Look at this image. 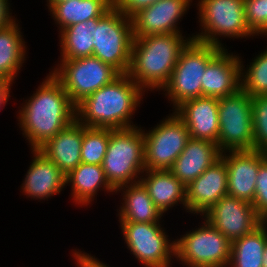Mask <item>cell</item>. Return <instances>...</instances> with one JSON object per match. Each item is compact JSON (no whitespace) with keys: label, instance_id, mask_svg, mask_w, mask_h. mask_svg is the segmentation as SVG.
I'll return each instance as SVG.
<instances>
[{"label":"cell","instance_id":"obj_33","mask_svg":"<svg viewBox=\"0 0 267 267\" xmlns=\"http://www.w3.org/2000/svg\"><path fill=\"white\" fill-rule=\"evenodd\" d=\"M252 204L262 219L267 216V158L260 164Z\"/></svg>","mask_w":267,"mask_h":267},{"label":"cell","instance_id":"obj_36","mask_svg":"<svg viewBox=\"0 0 267 267\" xmlns=\"http://www.w3.org/2000/svg\"><path fill=\"white\" fill-rule=\"evenodd\" d=\"M9 0H0V29H5L16 23L11 14Z\"/></svg>","mask_w":267,"mask_h":267},{"label":"cell","instance_id":"obj_10","mask_svg":"<svg viewBox=\"0 0 267 267\" xmlns=\"http://www.w3.org/2000/svg\"><path fill=\"white\" fill-rule=\"evenodd\" d=\"M252 97L242 89L218 99L220 152L253 150Z\"/></svg>","mask_w":267,"mask_h":267},{"label":"cell","instance_id":"obj_6","mask_svg":"<svg viewBox=\"0 0 267 267\" xmlns=\"http://www.w3.org/2000/svg\"><path fill=\"white\" fill-rule=\"evenodd\" d=\"M197 7L202 28L201 33L192 35L196 41L225 48L219 36L233 39L255 36L246 21L244 0H200Z\"/></svg>","mask_w":267,"mask_h":267},{"label":"cell","instance_id":"obj_4","mask_svg":"<svg viewBox=\"0 0 267 267\" xmlns=\"http://www.w3.org/2000/svg\"><path fill=\"white\" fill-rule=\"evenodd\" d=\"M102 169L114 190L140 181L139 176L145 171L144 136L141 127L110 129Z\"/></svg>","mask_w":267,"mask_h":267},{"label":"cell","instance_id":"obj_38","mask_svg":"<svg viewBox=\"0 0 267 267\" xmlns=\"http://www.w3.org/2000/svg\"><path fill=\"white\" fill-rule=\"evenodd\" d=\"M262 267H267V244L265 246L264 253H263Z\"/></svg>","mask_w":267,"mask_h":267},{"label":"cell","instance_id":"obj_12","mask_svg":"<svg viewBox=\"0 0 267 267\" xmlns=\"http://www.w3.org/2000/svg\"><path fill=\"white\" fill-rule=\"evenodd\" d=\"M119 223L127 248L142 265L171 267V258L175 257V241L170 242L160 222Z\"/></svg>","mask_w":267,"mask_h":267},{"label":"cell","instance_id":"obj_25","mask_svg":"<svg viewBox=\"0 0 267 267\" xmlns=\"http://www.w3.org/2000/svg\"><path fill=\"white\" fill-rule=\"evenodd\" d=\"M113 6V0H71L55 3L49 10L61 31L73 24L101 18Z\"/></svg>","mask_w":267,"mask_h":267},{"label":"cell","instance_id":"obj_24","mask_svg":"<svg viewBox=\"0 0 267 267\" xmlns=\"http://www.w3.org/2000/svg\"><path fill=\"white\" fill-rule=\"evenodd\" d=\"M71 184L73 202L80 206L89 205L94 201L97 192L103 187L107 192L115 190L105 178L102 165L81 162L75 169L66 175V184ZM99 189V190H98Z\"/></svg>","mask_w":267,"mask_h":267},{"label":"cell","instance_id":"obj_22","mask_svg":"<svg viewBox=\"0 0 267 267\" xmlns=\"http://www.w3.org/2000/svg\"><path fill=\"white\" fill-rule=\"evenodd\" d=\"M145 173V176H144ZM140 181L146 187L155 206L165 213L178 202L187 210L186 186L169 170L145 169Z\"/></svg>","mask_w":267,"mask_h":267},{"label":"cell","instance_id":"obj_7","mask_svg":"<svg viewBox=\"0 0 267 267\" xmlns=\"http://www.w3.org/2000/svg\"><path fill=\"white\" fill-rule=\"evenodd\" d=\"M133 40L131 18L113 6L97 20L92 56L111 65L120 74H127Z\"/></svg>","mask_w":267,"mask_h":267},{"label":"cell","instance_id":"obj_37","mask_svg":"<svg viewBox=\"0 0 267 267\" xmlns=\"http://www.w3.org/2000/svg\"><path fill=\"white\" fill-rule=\"evenodd\" d=\"M11 84L0 79V111L10 97Z\"/></svg>","mask_w":267,"mask_h":267},{"label":"cell","instance_id":"obj_17","mask_svg":"<svg viewBox=\"0 0 267 267\" xmlns=\"http://www.w3.org/2000/svg\"><path fill=\"white\" fill-rule=\"evenodd\" d=\"M174 113L183 121L189 137L213 142L218 146V98L197 97L180 104Z\"/></svg>","mask_w":267,"mask_h":267},{"label":"cell","instance_id":"obj_18","mask_svg":"<svg viewBox=\"0 0 267 267\" xmlns=\"http://www.w3.org/2000/svg\"><path fill=\"white\" fill-rule=\"evenodd\" d=\"M241 59L223 48L208 64L201 79L202 96L222 98L241 89Z\"/></svg>","mask_w":267,"mask_h":267},{"label":"cell","instance_id":"obj_28","mask_svg":"<svg viewBox=\"0 0 267 267\" xmlns=\"http://www.w3.org/2000/svg\"><path fill=\"white\" fill-rule=\"evenodd\" d=\"M267 244V228L259 227L231 243L228 267H262L263 253Z\"/></svg>","mask_w":267,"mask_h":267},{"label":"cell","instance_id":"obj_30","mask_svg":"<svg viewBox=\"0 0 267 267\" xmlns=\"http://www.w3.org/2000/svg\"><path fill=\"white\" fill-rule=\"evenodd\" d=\"M110 138V129L85 127L81 146V161L102 165Z\"/></svg>","mask_w":267,"mask_h":267},{"label":"cell","instance_id":"obj_11","mask_svg":"<svg viewBox=\"0 0 267 267\" xmlns=\"http://www.w3.org/2000/svg\"><path fill=\"white\" fill-rule=\"evenodd\" d=\"M145 169L169 170L182 153L189 131L174 113L148 132L143 130Z\"/></svg>","mask_w":267,"mask_h":267},{"label":"cell","instance_id":"obj_31","mask_svg":"<svg viewBox=\"0 0 267 267\" xmlns=\"http://www.w3.org/2000/svg\"><path fill=\"white\" fill-rule=\"evenodd\" d=\"M253 150L267 153V95L252 97Z\"/></svg>","mask_w":267,"mask_h":267},{"label":"cell","instance_id":"obj_8","mask_svg":"<svg viewBox=\"0 0 267 267\" xmlns=\"http://www.w3.org/2000/svg\"><path fill=\"white\" fill-rule=\"evenodd\" d=\"M60 60L58 68H54L51 74L62 84L75 106L120 75L115 68L95 56Z\"/></svg>","mask_w":267,"mask_h":267},{"label":"cell","instance_id":"obj_23","mask_svg":"<svg viewBox=\"0 0 267 267\" xmlns=\"http://www.w3.org/2000/svg\"><path fill=\"white\" fill-rule=\"evenodd\" d=\"M120 190L124 200L118 213L120 222H160L163 213L155 206L141 181L121 186L115 194Z\"/></svg>","mask_w":267,"mask_h":267},{"label":"cell","instance_id":"obj_9","mask_svg":"<svg viewBox=\"0 0 267 267\" xmlns=\"http://www.w3.org/2000/svg\"><path fill=\"white\" fill-rule=\"evenodd\" d=\"M203 220L202 226L175 240V258L188 267H228L231 242Z\"/></svg>","mask_w":267,"mask_h":267},{"label":"cell","instance_id":"obj_26","mask_svg":"<svg viewBox=\"0 0 267 267\" xmlns=\"http://www.w3.org/2000/svg\"><path fill=\"white\" fill-rule=\"evenodd\" d=\"M17 22L0 29V79L12 84L22 68L26 51L25 41Z\"/></svg>","mask_w":267,"mask_h":267},{"label":"cell","instance_id":"obj_1","mask_svg":"<svg viewBox=\"0 0 267 267\" xmlns=\"http://www.w3.org/2000/svg\"><path fill=\"white\" fill-rule=\"evenodd\" d=\"M20 106L18 121L31 150H38L48 140L76 119V106L62 84L51 74Z\"/></svg>","mask_w":267,"mask_h":267},{"label":"cell","instance_id":"obj_27","mask_svg":"<svg viewBox=\"0 0 267 267\" xmlns=\"http://www.w3.org/2000/svg\"><path fill=\"white\" fill-rule=\"evenodd\" d=\"M99 18H93L61 30V59H79L92 56L95 45V25Z\"/></svg>","mask_w":267,"mask_h":267},{"label":"cell","instance_id":"obj_20","mask_svg":"<svg viewBox=\"0 0 267 267\" xmlns=\"http://www.w3.org/2000/svg\"><path fill=\"white\" fill-rule=\"evenodd\" d=\"M85 127L75 119L38 150L67 175L82 162L81 146Z\"/></svg>","mask_w":267,"mask_h":267},{"label":"cell","instance_id":"obj_35","mask_svg":"<svg viewBox=\"0 0 267 267\" xmlns=\"http://www.w3.org/2000/svg\"><path fill=\"white\" fill-rule=\"evenodd\" d=\"M73 252V256L77 262V267H109L107 264L95 258V256L93 257L86 252L82 253V251L79 252V250H75Z\"/></svg>","mask_w":267,"mask_h":267},{"label":"cell","instance_id":"obj_3","mask_svg":"<svg viewBox=\"0 0 267 267\" xmlns=\"http://www.w3.org/2000/svg\"><path fill=\"white\" fill-rule=\"evenodd\" d=\"M182 33L134 37L127 75L144 91L162 90L187 43ZM147 88V89H146Z\"/></svg>","mask_w":267,"mask_h":267},{"label":"cell","instance_id":"obj_2","mask_svg":"<svg viewBox=\"0 0 267 267\" xmlns=\"http://www.w3.org/2000/svg\"><path fill=\"white\" fill-rule=\"evenodd\" d=\"M144 92L127 74H120L76 106V119L86 127L112 130L135 127L131 117Z\"/></svg>","mask_w":267,"mask_h":267},{"label":"cell","instance_id":"obj_34","mask_svg":"<svg viewBox=\"0 0 267 267\" xmlns=\"http://www.w3.org/2000/svg\"><path fill=\"white\" fill-rule=\"evenodd\" d=\"M159 0H113L114 6L126 17L131 18L139 10L144 9Z\"/></svg>","mask_w":267,"mask_h":267},{"label":"cell","instance_id":"obj_5","mask_svg":"<svg viewBox=\"0 0 267 267\" xmlns=\"http://www.w3.org/2000/svg\"><path fill=\"white\" fill-rule=\"evenodd\" d=\"M223 48L191 39L182 49L168 83L162 90L177 108L183 102L202 97L201 79L207 64Z\"/></svg>","mask_w":267,"mask_h":267},{"label":"cell","instance_id":"obj_13","mask_svg":"<svg viewBox=\"0 0 267 267\" xmlns=\"http://www.w3.org/2000/svg\"><path fill=\"white\" fill-rule=\"evenodd\" d=\"M202 217L231 243L251 233L263 221L252 203L228 194L221 197Z\"/></svg>","mask_w":267,"mask_h":267},{"label":"cell","instance_id":"obj_15","mask_svg":"<svg viewBox=\"0 0 267 267\" xmlns=\"http://www.w3.org/2000/svg\"><path fill=\"white\" fill-rule=\"evenodd\" d=\"M192 0H159L131 17L133 37L181 33L178 21L189 10Z\"/></svg>","mask_w":267,"mask_h":267},{"label":"cell","instance_id":"obj_29","mask_svg":"<svg viewBox=\"0 0 267 267\" xmlns=\"http://www.w3.org/2000/svg\"><path fill=\"white\" fill-rule=\"evenodd\" d=\"M248 66L245 71L241 60V89L251 97L267 95V48Z\"/></svg>","mask_w":267,"mask_h":267},{"label":"cell","instance_id":"obj_19","mask_svg":"<svg viewBox=\"0 0 267 267\" xmlns=\"http://www.w3.org/2000/svg\"><path fill=\"white\" fill-rule=\"evenodd\" d=\"M30 162L21 189L26 197L45 200L59 194L66 185V175L39 150H32Z\"/></svg>","mask_w":267,"mask_h":267},{"label":"cell","instance_id":"obj_21","mask_svg":"<svg viewBox=\"0 0 267 267\" xmlns=\"http://www.w3.org/2000/svg\"><path fill=\"white\" fill-rule=\"evenodd\" d=\"M221 152L213 142L189 138L182 153L169 171L185 186L199 177L220 158Z\"/></svg>","mask_w":267,"mask_h":267},{"label":"cell","instance_id":"obj_16","mask_svg":"<svg viewBox=\"0 0 267 267\" xmlns=\"http://www.w3.org/2000/svg\"><path fill=\"white\" fill-rule=\"evenodd\" d=\"M228 194L227 168L220 157L186 186L187 212L202 216Z\"/></svg>","mask_w":267,"mask_h":267},{"label":"cell","instance_id":"obj_32","mask_svg":"<svg viewBox=\"0 0 267 267\" xmlns=\"http://www.w3.org/2000/svg\"><path fill=\"white\" fill-rule=\"evenodd\" d=\"M245 17L254 35H267V0H244Z\"/></svg>","mask_w":267,"mask_h":267},{"label":"cell","instance_id":"obj_39","mask_svg":"<svg viewBox=\"0 0 267 267\" xmlns=\"http://www.w3.org/2000/svg\"><path fill=\"white\" fill-rule=\"evenodd\" d=\"M63 1H71V0H47V6L50 8L53 4L58 3V2H63Z\"/></svg>","mask_w":267,"mask_h":267},{"label":"cell","instance_id":"obj_40","mask_svg":"<svg viewBox=\"0 0 267 267\" xmlns=\"http://www.w3.org/2000/svg\"><path fill=\"white\" fill-rule=\"evenodd\" d=\"M262 223L266 226L267 228V216H265L263 219H262Z\"/></svg>","mask_w":267,"mask_h":267},{"label":"cell","instance_id":"obj_14","mask_svg":"<svg viewBox=\"0 0 267 267\" xmlns=\"http://www.w3.org/2000/svg\"><path fill=\"white\" fill-rule=\"evenodd\" d=\"M222 152L228 179V195L253 203L257 174L267 153L259 150Z\"/></svg>","mask_w":267,"mask_h":267}]
</instances>
